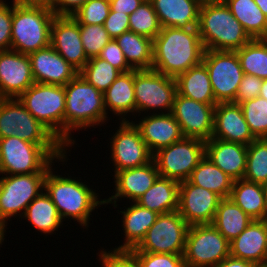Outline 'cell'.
I'll use <instances>...</instances> for the list:
<instances>
[{
	"instance_id": "ee69618b",
	"label": "cell",
	"mask_w": 267,
	"mask_h": 267,
	"mask_svg": "<svg viewBox=\"0 0 267 267\" xmlns=\"http://www.w3.org/2000/svg\"><path fill=\"white\" fill-rule=\"evenodd\" d=\"M140 267H185L183 255L169 253L130 252Z\"/></svg>"
},
{
	"instance_id": "f1b7e54d",
	"label": "cell",
	"mask_w": 267,
	"mask_h": 267,
	"mask_svg": "<svg viewBox=\"0 0 267 267\" xmlns=\"http://www.w3.org/2000/svg\"><path fill=\"white\" fill-rule=\"evenodd\" d=\"M253 220L267 219V199L263 184L234 180L230 197Z\"/></svg>"
},
{
	"instance_id": "ac0fdd59",
	"label": "cell",
	"mask_w": 267,
	"mask_h": 267,
	"mask_svg": "<svg viewBox=\"0 0 267 267\" xmlns=\"http://www.w3.org/2000/svg\"><path fill=\"white\" fill-rule=\"evenodd\" d=\"M50 45L78 72L88 62L80 37L79 23L71 16H55Z\"/></svg>"
},
{
	"instance_id": "e0dca14e",
	"label": "cell",
	"mask_w": 267,
	"mask_h": 267,
	"mask_svg": "<svg viewBox=\"0 0 267 267\" xmlns=\"http://www.w3.org/2000/svg\"><path fill=\"white\" fill-rule=\"evenodd\" d=\"M221 197L188 180L180 182L178 212L189 226L211 224Z\"/></svg>"
},
{
	"instance_id": "277c9868",
	"label": "cell",
	"mask_w": 267,
	"mask_h": 267,
	"mask_svg": "<svg viewBox=\"0 0 267 267\" xmlns=\"http://www.w3.org/2000/svg\"><path fill=\"white\" fill-rule=\"evenodd\" d=\"M52 170L51 167L46 174L44 191L55 204L61 219L64 221L66 218H71L83 226L82 228L89 227L91 212L104 205V200L99 201L98 193L80 182V179L61 177Z\"/></svg>"
},
{
	"instance_id": "7402d4cb",
	"label": "cell",
	"mask_w": 267,
	"mask_h": 267,
	"mask_svg": "<svg viewBox=\"0 0 267 267\" xmlns=\"http://www.w3.org/2000/svg\"><path fill=\"white\" fill-rule=\"evenodd\" d=\"M159 172L153 159L143 166L124 169L114 174L115 195L103 199L104 204H114L119 198H127L136 202L157 180ZM117 200V201H116Z\"/></svg>"
},
{
	"instance_id": "6da1fadb",
	"label": "cell",
	"mask_w": 267,
	"mask_h": 267,
	"mask_svg": "<svg viewBox=\"0 0 267 267\" xmlns=\"http://www.w3.org/2000/svg\"><path fill=\"white\" fill-rule=\"evenodd\" d=\"M204 51L198 29L163 27L153 39L152 69L176 78L200 64Z\"/></svg>"
},
{
	"instance_id": "f35d334b",
	"label": "cell",
	"mask_w": 267,
	"mask_h": 267,
	"mask_svg": "<svg viewBox=\"0 0 267 267\" xmlns=\"http://www.w3.org/2000/svg\"><path fill=\"white\" fill-rule=\"evenodd\" d=\"M120 71L106 60L92 57L79 74L91 85L104 93L120 75Z\"/></svg>"
},
{
	"instance_id": "4dcf8cb0",
	"label": "cell",
	"mask_w": 267,
	"mask_h": 267,
	"mask_svg": "<svg viewBox=\"0 0 267 267\" xmlns=\"http://www.w3.org/2000/svg\"><path fill=\"white\" fill-rule=\"evenodd\" d=\"M175 80L179 95L204 104H217L208 70L203 62L181 73Z\"/></svg>"
},
{
	"instance_id": "9c48e42d",
	"label": "cell",
	"mask_w": 267,
	"mask_h": 267,
	"mask_svg": "<svg viewBox=\"0 0 267 267\" xmlns=\"http://www.w3.org/2000/svg\"><path fill=\"white\" fill-rule=\"evenodd\" d=\"M229 244L212 224L189 226L183 254L185 267H214L230 255Z\"/></svg>"
},
{
	"instance_id": "2e32d148",
	"label": "cell",
	"mask_w": 267,
	"mask_h": 267,
	"mask_svg": "<svg viewBox=\"0 0 267 267\" xmlns=\"http://www.w3.org/2000/svg\"><path fill=\"white\" fill-rule=\"evenodd\" d=\"M217 104H204L176 93L171 114L180 125L184 137L208 141L214 129Z\"/></svg>"
},
{
	"instance_id": "7dc6e473",
	"label": "cell",
	"mask_w": 267,
	"mask_h": 267,
	"mask_svg": "<svg viewBox=\"0 0 267 267\" xmlns=\"http://www.w3.org/2000/svg\"><path fill=\"white\" fill-rule=\"evenodd\" d=\"M99 58L106 60L121 73L131 71L132 68L125 60L123 51L115 39H111L108 44L101 50Z\"/></svg>"
},
{
	"instance_id": "8fae6325",
	"label": "cell",
	"mask_w": 267,
	"mask_h": 267,
	"mask_svg": "<svg viewBox=\"0 0 267 267\" xmlns=\"http://www.w3.org/2000/svg\"><path fill=\"white\" fill-rule=\"evenodd\" d=\"M46 174L32 173L0 177V223L6 227V220H11L12 216L16 218L18 215L19 217L24 215L28 205L44 192Z\"/></svg>"
},
{
	"instance_id": "f5cc1de1",
	"label": "cell",
	"mask_w": 267,
	"mask_h": 267,
	"mask_svg": "<svg viewBox=\"0 0 267 267\" xmlns=\"http://www.w3.org/2000/svg\"><path fill=\"white\" fill-rule=\"evenodd\" d=\"M214 267H259L255 263L229 255Z\"/></svg>"
},
{
	"instance_id": "7bdbcfd3",
	"label": "cell",
	"mask_w": 267,
	"mask_h": 267,
	"mask_svg": "<svg viewBox=\"0 0 267 267\" xmlns=\"http://www.w3.org/2000/svg\"><path fill=\"white\" fill-rule=\"evenodd\" d=\"M109 12V0H88L72 17L79 24L104 25Z\"/></svg>"
},
{
	"instance_id": "f546056e",
	"label": "cell",
	"mask_w": 267,
	"mask_h": 267,
	"mask_svg": "<svg viewBox=\"0 0 267 267\" xmlns=\"http://www.w3.org/2000/svg\"><path fill=\"white\" fill-rule=\"evenodd\" d=\"M180 183L173 179L158 177L154 184L137 200L140 206L158 214L178 210Z\"/></svg>"
},
{
	"instance_id": "db71d44e",
	"label": "cell",
	"mask_w": 267,
	"mask_h": 267,
	"mask_svg": "<svg viewBox=\"0 0 267 267\" xmlns=\"http://www.w3.org/2000/svg\"><path fill=\"white\" fill-rule=\"evenodd\" d=\"M12 2L23 6H42L51 8L52 0H13Z\"/></svg>"
},
{
	"instance_id": "d6986e66",
	"label": "cell",
	"mask_w": 267,
	"mask_h": 267,
	"mask_svg": "<svg viewBox=\"0 0 267 267\" xmlns=\"http://www.w3.org/2000/svg\"><path fill=\"white\" fill-rule=\"evenodd\" d=\"M34 83L28 55L0 51V98H18Z\"/></svg>"
},
{
	"instance_id": "6f0895ef",
	"label": "cell",
	"mask_w": 267,
	"mask_h": 267,
	"mask_svg": "<svg viewBox=\"0 0 267 267\" xmlns=\"http://www.w3.org/2000/svg\"><path fill=\"white\" fill-rule=\"evenodd\" d=\"M200 5L213 4V3H224L225 0H196Z\"/></svg>"
},
{
	"instance_id": "7c38bea8",
	"label": "cell",
	"mask_w": 267,
	"mask_h": 267,
	"mask_svg": "<svg viewBox=\"0 0 267 267\" xmlns=\"http://www.w3.org/2000/svg\"><path fill=\"white\" fill-rule=\"evenodd\" d=\"M177 93L176 80L154 69H134L136 113L154 110L171 113ZM164 112H163V111Z\"/></svg>"
},
{
	"instance_id": "60d3db41",
	"label": "cell",
	"mask_w": 267,
	"mask_h": 267,
	"mask_svg": "<svg viewBox=\"0 0 267 267\" xmlns=\"http://www.w3.org/2000/svg\"><path fill=\"white\" fill-rule=\"evenodd\" d=\"M245 121L257 138L267 137V100L260 96L239 104Z\"/></svg>"
},
{
	"instance_id": "7a4b0ae2",
	"label": "cell",
	"mask_w": 267,
	"mask_h": 267,
	"mask_svg": "<svg viewBox=\"0 0 267 267\" xmlns=\"http://www.w3.org/2000/svg\"><path fill=\"white\" fill-rule=\"evenodd\" d=\"M64 145H75L71 132L100 126L107 119L103 93L89 84L80 74L65 86Z\"/></svg>"
},
{
	"instance_id": "30bf717a",
	"label": "cell",
	"mask_w": 267,
	"mask_h": 267,
	"mask_svg": "<svg viewBox=\"0 0 267 267\" xmlns=\"http://www.w3.org/2000/svg\"><path fill=\"white\" fill-rule=\"evenodd\" d=\"M205 156V141L183 137L153 154L160 177L182 182L188 180L194 168Z\"/></svg>"
},
{
	"instance_id": "52a82bcc",
	"label": "cell",
	"mask_w": 267,
	"mask_h": 267,
	"mask_svg": "<svg viewBox=\"0 0 267 267\" xmlns=\"http://www.w3.org/2000/svg\"><path fill=\"white\" fill-rule=\"evenodd\" d=\"M18 99L35 119L64 144V86L35 82Z\"/></svg>"
},
{
	"instance_id": "ba28073f",
	"label": "cell",
	"mask_w": 267,
	"mask_h": 267,
	"mask_svg": "<svg viewBox=\"0 0 267 267\" xmlns=\"http://www.w3.org/2000/svg\"><path fill=\"white\" fill-rule=\"evenodd\" d=\"M54 160L41 145L19 137L0 139V174L47 173Z\"/></svg>"
},
{
	"instance_id": "603a6c76",
	"label": "cell",
	"mask_w": 267,
	"mask_h": 267,
	"mask_svg": "<svg viewBox=\"0 0 267 267\" xmlns=\"http://www.w3.org/2000/svg\"><path fill=\"white\" fill-rule=\"evenodd\" d=\"M134 125L152 155L184 137L179 123L171 113L153 111L152 115L145 116Z\"/></svg>"
},
{
	"instance_id": "9f6ffc18",
	"label": "cell",
	"mask_w": 267,
	"mask_h": 267,
	"mask_svg": "<svg viewBox=\"0 0 267 267\" xmlns=\"http://www.w3.org/2000/svg\"><path fill=\"white\" fill-rule=\"evenodd\" d=\"M259 96L267 100V79H263Z\"/></svg>"
},
{
	"instance_id": "3957f363",
	"label": "cell",
	"mask_w": 267,
	"mask_h": 267,
	"mask_svg": "<svg viewBox=\"0 0 267 267\" xmlns=\"http://www.w3.org/2000/svg\"><path fill=\"white\" fill-rule=\"evenodd\" d=\"M19 137L41 145L54 159L67 161L66 146L18 98H0V139ZM64 159V160H63Z\"/></svg>"
},
{
	"instance_id": "ffe728a7",
	"label": "cell",
	"mask_w": 267,
	"mask_h": 267,
	"mask_svg": "<svg viewBox=\"0 0 267 267\" xmlns=\"http://www.w3.org/2000/svg\"><path fill=\"white\" fill-rule=\"evenodd\" d=\"M28 56L36 83L65 86L79 74L51 45Z\"/></svg>"
},
{
	"instance_id": "91938a15",
	"label": "cell",
	"mask_w": 267,
	"mask_h": 267,
	"mask_svg": "<svg viewBox=\"0 0 267 267\" xmlns=\"http://www.w3.org/2000/svg\"><path fill=\"white\" fill-rule=\"evenodd\" d=\"M263 187H264V192H265V196H266V199H267V182H265L263 184Z\"/></svg>"
},
{
	"instance_id": "681fc988",
	"label": "cell",
	"mask_w": 267,
	"mask_h": 267,
	"mask_svg": "<svg viewBox=\"0 0 267 267\" xmlns=\"http://www.w3.org/2000/svg\"><path fill=\"white\" fill-rule=\"evenodd\" d=\"M105 30L111 39H116L121 34L130 31L129 15L126 13H118L110 10L108 17L104 23Z\"/></svg>"
},
{
	"instance_id": "bcb514c9",
	"label": "cell",
	"mask_w": 267,
	"mask_h": 267,
	"mask_svg": "<svg viewBox=\"0 0 267 267\" xmlns=\"http://www.w3.org/2000/svg\"><path fill=\"white\" fill-rule=\"evenodd\" d=\"M110 251L99 252L102 267H140L137 259L129 251Z\"/></svg>"
},
{
	"instance_id": "836d02e7",
	"label": "cell",
	"mask_w": 267,
	"mask_h": 267,
	"mask_svg": "<svg viewBox=\"0 0 267 267\" xmlns=\"http://www.w3.org/2000/svg\"><path fill=\"white\" fill-rule=\"evenodd\" d=\"M188 181L216 193L221 198H228L234 180L204 156L192 171Z\"/></svg>"
},
{
	"instance_id": "9a60e30c",
	"label": "cell",
	"mask_w": 267,
	"mask_h": 267,
	"mask_svg": "<svg viewBox=\"0 0 267 267\" xmlns=\"http://www.w3.org/2000/svg\"><path fill=\"white\" fill-rule=\"evenodd\" d=\"M119 125V129L110 139V159L114 164V173L148 164L153 155L134 122L121 121Z\"/></svg>"
},
{
	"instance_id": "8992f818",
	"label": "cell",
	"mask_w": 267,
	"mask_h": 267,
	"mask_svg": "<svg viewBox=\"0 0 267 267\" xmlns=\"http://www.w3.org/2000/svg\"><path fill=\"white\" fill-rule=\"evenodd\" d=\"M55 16L50 8L13 2L11 49L29 55L49 46Z\"/></svg>"
},
{
	"instance_id": "e575fe53",
	"label": "cell",
	"mask_w": 267,
	"mask_h": 267,
	"mask_svg": "<svg viewBox=\"0 0 267 267\" xmlns=\"http://www.w3.org/2000/svg\"><path fill=\"white\" fill-rule=\"evenodd\" d=\"M224 3L252 39H267V17L254 0H225Z\"/></svg>"
},
{
	"instance_id": "f907efd6",
	"label": "cell",
	"mask_w": 267,
	"mask_h": 267,
	"mask_svg": "<svg viewBox=\"0 0 267 267\" xmlns=\"http://www.w3.org/2000/svg\"><path fill=\"white\" fill-rule=\"evenodd\" d=\"M88 0H52L51 10L56 16H73Z\"/></svg>"
},
{
	"instance_id": "83f0119b",
	"label": "cell",
	"mask_w": 267,
	"mask_h": 267,
	"mask_svg": "<svg viewBox=\"0 0 267 267\" xmlns=\"http://www.w3.org/2000/svg\"><path fill=\"white\" fill-rule=\"evenodd\" d=\"M106 112L112 111L114 115L120 116V121H127L124 117L127 113L136 112V101L134 94V69L120 73L117 79L103 93Z\"/></svg>"
},
{
	"instance_id": "680465c9",
	"label": "cell",
	"mask_w": 267,
	"mask_h": 267,
	"mask_svg": "<svg viewBox=\"0 0 267 267\" xmlns=\"http://www.w3.org/2000/svg\"><path fill=\"white\" fill-rule=\"evenodd\" d=\"M6 227L2 224V223H0V245L3 243V241H4V233L6 232Z\"/></svg>"
},
{
	"instance_id": "4fadbf2b",
	"label": "cell",
	"mask_w": 267,
	"mask_h": 267,
	"mask_svg": "<svg viewBox=\"0 0 267 267\" xmlns=\"http://www.w3.org/2000/svg\"><path fill=\"white\" fill-rule=\"evenodd\" d=\"M202 62L208 70L215 101L234 102L244 75L236 51L205 50Z\"/></svg>"
},
{
	"instance_id": "4316f807",
	"label": "cell",
	"mask_w": 267,
	"mask_h": 267,
	"mask_svg": "<svg viewBox=\"0 0 267 267\" xmlns=\"http://www.w3.org/2000/svg\"><path fill=\"white\" fill-rule=\"evenodd\" d=\"M125 209L120 211L123 215L122 226L125 233V243L114 248V251H129L136 248L145 238L147 231L155 223L159 215L136 202H133L130 207Z\"/></svg>"
},
{
	"instance_id": "816d5d0a",
	"label": "cell",
	"mask_w": 267,
	"mask_h": 267,
	"mask_svg": "<svg viewBox=\"0 0 267 267\" xmlns=\"http://www.w3.org/2000/svg\"><path fill=\"white\" fill-rule=\"evenodd\" d=\"M146 0H109L110 10L118 13L132 14Z\"/></svg>"
},
{
	"instance_id": "d6a6232c",
	"label": "cell",
	"mask_w": 267,
	"mask_h": 267,
	"mask_svg": "<svg viewBox=\"0 0 267 267\" xmlns=\"http://www.w3.org/2000/svg\"><path fill=\"white\" fill-rule=\"evenodd\" d=\"M132 69H152L153 40L127 31L115 39Z\"/></svg>"
},
{
	"instance_id": "cb8c5ba5",
	"label": "cell",
	"mask_w": 267,
	"mask_h": 267,
	"mask_svg": "<svg viewBox=\"0 0 267 267\" xmlns=\"http://www.w3.org/2000/svg\"><path fill=\"white\" fill-rule=\"evenodd\" d=\"M230 255L255 263L259 267L267 266V219L252 220L246 229L230 244Z\"/></svg>"
},
{
	"instance_id": "c3c4849f",
	"label": "cell",
	"mask_w": 267,
	"mask_h": 267,
	"mask_svg": "<svg viewBox=\"0 0 267 267\" xmlns=\"http://www.w3.org/2000/svg\"><path fill=\"white\" fill-rule=\"evenodd\" d=\"M262 82L263 79H260L257 76L244 73L233 103L240 104L258 97L260 95Z\"/></svg>"
},
{
	"instance_id": "5bb4252c",
	"label": "cell",
	"mask_w": 267,
	"mask_h": 267,
	"mask_svg": "<svg viewBox=\"0 0 267 267\" xmlns=\"http://www.w3.org/2000/svg\"><path fill=\"white\" fill-rule=\"evenodd\" d=\"M189 225L178 211L159 214L140 244L129 252L183 255Z\"/></svg>"
},
{
	"instance_id": "44dd1931",
	"label": "cell",
	"mask_w": 267,
	"mask_h": 267,
	"mask_svg": "<svg viewBox=\"0 0 267 267\" xmlns=\"http://www.w3.org/2000/svg\"><path fill=\"white\" fill-rule=\"evenodd\" d=\"M212 138L246 146L257 139L245 121L241 106L233 102L215 106Z\"/></svg>"
},
{
	"instance_id": "ab89813d",
	"label": "cell",
	"mask_w": 267,
	"mask_h": 267,
	"mask_svg": "<svg viewBox=\"0 0 267 267\" xmlns=\"http://www.w3.org/2000/svg\"><path fill=\"white\" fill-rule=\"evenodd\" d=\"M129 29L152 40L159 34L162 26L150 0H146L129 15Z\"/></svg>"
},
{
	"instance_id": "b9f144b4",
	"label": "cell",
	"mask_w": 267,
	"mask_h": 267,
	"mask_svg": "<svg viewBox=\"0 0 267 267\" xmlns=\"http://www.w3.org/2000/svg\"><path fill=\"white\" fill-rule=\"evenodd\" d=\"M80 37L87 57H97L101 50L108 44L111 38L104 25L79 24Z\"/></svg>"
},
{
	"instance_id": "5b68a950",
	"label": "cell",
	"mask_w": 267,
	"mask_h": 267,
	"mask_svg": "<svg viewBox=\"0 0 267 267\" xmlns=\"http://www.w3.org/2000/svg\"><path fill=\"white\" fill-rule=\"evenodd\" d=\"M197 29L205 50L237 51L252 40L225 3L201 5Z\"/></svg>"
},
{
	"instance_id": "8d00e7d4",
	"label": "cell",
	"mask_w": 267,
	"mask_h": 267,
	"mask_svg": "<svg viewBox=\"0 0 267 267\" xmlns=\"http://www.w3.org/2000/svg\"><path fill=\"white\" fill-rule=\"evenodd\" d=\"M236 53L245 74L267 79V39H252Z\"/></svg>"
},
{
	"instance_id": "d4e9b609",
	"label": "cell",
	"mask_w": 267,
	"mask_h": 267,
	"mask_svg": "<svg viewBox=\"0 0 267 267\" xmlns=\"http://www.w3.org/2000/svg\"><path fill=\"white\" fill-rule=\"evenodd\" d=\"M247 147L244 144L211 138L205 141V156L233 180L243 179Z\"/></svg>"
},
{
	"instance_id": "f6af8a7d",
	"label": "cell",
	"mask_w": 267,
	"mask_h": 267,
	"mask_svg": "<svg viewBox=\"0 0 267 267\" xmlns=\"http://www.w3.org/2000/svg\"><path fill=\"white\" fill-rule=\"evenodd\" d=\"M13 18V3L9 6L0 0V51L11 49V29Z\"/></svg>"
},
{
	"instance_id": "74e56055",
	"label": "cell",
	"mask_w": 267,
	"mask_h": 267,
	"mask_svg": "<svg viewBox=\"0 0 267 267\" xmlns=\"http://www.w3.org/2000/svg\"><path fill=\"white\" fill-rule=\"evenodd\" d=\"M243 179L259 184L267 182V140L265 138L256 139L248 145Z\"/></svg>"
},
{
	"instance_id": "d590c367",
	"label": "cell",
	"mask_w": 267,
	"mask_h": 267,
	"mask_svg": "<svg viewBox=\"0 0 267 267\" xmlns=\"http://www.w3.org/2000/svg\"><path fill=\"white\" fill-rule=\"evenodd\" d=\"M21 218L27 219L36 230L44 234L51 235L63 225L55 204L46 192H42L28 205Z\"/></svg>"
},
{
	"instance_id": "11a10c76",
	"label": "cell",
	"mask_w": 267,
	"mask_h": 267,
	"mask_svg": "<svg viewBox=\"0 0 267 267\" xmlns=\"http://www.w3.org/2000/svg\"><path fill=\"white\" fill-rule=\"evenodd\" d=\"M254 2L261 9L263 14L267 17V0H254Z\"/></svg>"
},
{
	"instance_id": "1f68e13d",
	"label": "cell",
	"mask_w": 267,
	"mask_h": 267,
	"mask_svg": "<svg viewBox=\"0 0 267 267\" xmlns=\"http://www.w3.org/2000/svg\"><path fill=\"white\" fill-rule=\"evenodd\" d=\"M231 198H222L211 223L229 242L239 236L252 222Z\"/></svg>"
},
{
	"instance_id": "484cf974",
	"label": "cell",
	"mask_w": 267,
	"mask_h": 267,
	"mask_svg": "<svg viewBox=\"0 0 267 267\" xmlns=\"http://www.w3.org/2000/svg\"><path fill=\"white\" fill-rule=\"evenodd\" d=\"M163 27L197 29L201 5L196 0H150Z\"/></svg>"
}]
</instances>
